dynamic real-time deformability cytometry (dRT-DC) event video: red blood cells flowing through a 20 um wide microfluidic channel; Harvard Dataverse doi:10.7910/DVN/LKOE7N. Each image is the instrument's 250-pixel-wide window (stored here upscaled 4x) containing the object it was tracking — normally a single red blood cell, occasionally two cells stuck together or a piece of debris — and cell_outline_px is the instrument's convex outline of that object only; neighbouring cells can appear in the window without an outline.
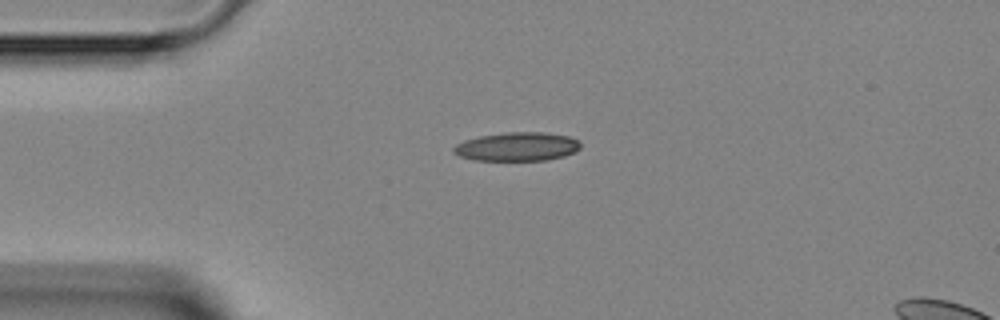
{"species": "Egyptian fruit bat (a non-hibernating species)", "species_latin": "Rousettus aegyptiacus", "temperature_condition": "room temperature", "stored_images_in_passage": 2, "camera_frame_rate_fps": 3000, "um_per_image_px": 0.085, "animal": {"sex": "female"}, "frame": {"image": 1, "passage_image": 2, "time_ms": 1.0, "image_size_px": [1000, 320], "cell_outline_px": [[580, 148], [576, 152], [564, 156], [548, 160], [472, 160], [460, 156], [452, 152], [452, 148], [456, 144], [464, 140], [480, 136], [508, 132], [544, 132], [568, 136], [576, 140], [580, 144]], "centroid_in_image_um": [43.94, 12.47], "position_along_channel_um": 41.1, "area_um2": 21.27}}